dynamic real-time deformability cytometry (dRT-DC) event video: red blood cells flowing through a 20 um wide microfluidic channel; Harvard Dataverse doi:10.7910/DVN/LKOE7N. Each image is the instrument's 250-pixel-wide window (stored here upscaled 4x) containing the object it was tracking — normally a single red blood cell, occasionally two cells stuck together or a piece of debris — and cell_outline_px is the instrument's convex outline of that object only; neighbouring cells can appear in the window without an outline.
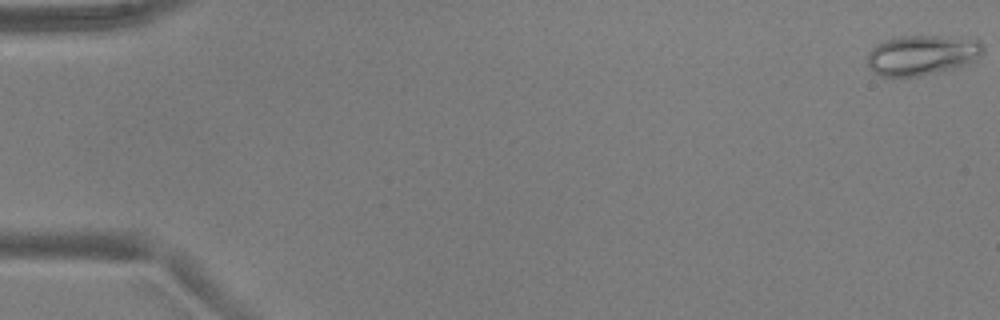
{"species": "common noctule bat (a hibernating species)", "species_latin": "Nyctalus noctula", "temperature_condition": "warm", "stored_images_in_passage": 52, "camera_frame_rate_fps": 3000, "um_per_image_px": 0.085, "animal": {"sex": "male", "body_mass_g": 17.9, "forearm_length_mm": 54.2}, "frame": {"image": 1, "passage_image": 1, "time_ms": 0.0, "image_size_px": [1000, 320], "cell_outline_px": [[984, 48], [980, 52], [964, 64], [952, 68], [916, 76], [880, 76], [872, 72], [868, 68], [868, 52], [876, 44], [884, 40], [900, 36], [936, 36], [980, 40], [984, 44]], "centroid_in_image_um": [78.26, 4.67], "position_along_channel_um": 6.7, "area_um2": 26.41}}
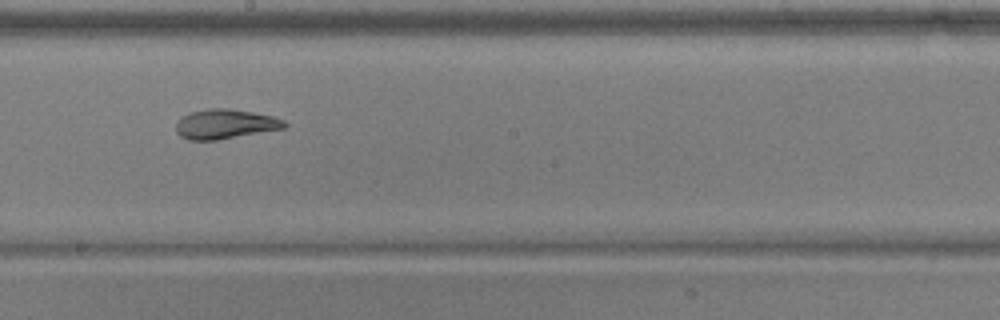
{"frame": {"image": 2, "passage_image": 30, "time_ms": 9.667, "image_size_px": [1000, 320], "cell_outline_px": [[288, 124], [284, 128], [216, 140], [188, 140], [180, 136], [176, 132], [176, 124], [184, 116], [192, 112], [208, 108], [224, 108], [252, 112], [272, 116], [284, 120]], "centroid_in_image_um": [19.14, 10.55], "position_along_channel_um": 229.1, "area_um2": 18.44}}
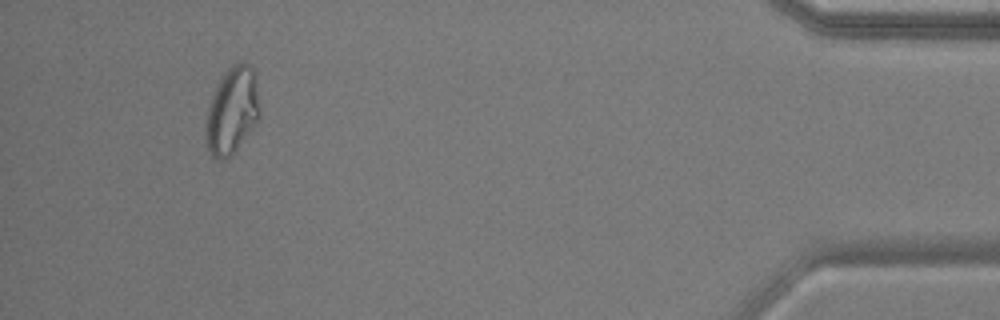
{"frame": {"image": 3, "passage_image": 49, "time_ms": 16.0, "image_size_px": [1000, 320], "cell_outline_px": [[260, 116], [256, 124], [232, 156], [224, 160], [216, 160], [212, 156], [208, 148], [204, 136], [204, 132], [208, 108], [216, 84], [224, 72], [232, 64], [240, 60], [248, 64], [256, 72], [260, 108]], "centroid_in_image_um": [19.74, 9.4], "position_along_channel_um": 415.5, "area_um2": 28.03}, "authors_computed_cell_mechanics": {"area_um2": 22.3686, "velocity_mm_per_s": 3.9147, "shape_relaxation_time_tau1_ms": 8.8878, "shape_relaxation_time_tau2_ms": 2.0635, "deformation_change_tau1": 0.2428, "deformation_change_tau2": 0.0695}}